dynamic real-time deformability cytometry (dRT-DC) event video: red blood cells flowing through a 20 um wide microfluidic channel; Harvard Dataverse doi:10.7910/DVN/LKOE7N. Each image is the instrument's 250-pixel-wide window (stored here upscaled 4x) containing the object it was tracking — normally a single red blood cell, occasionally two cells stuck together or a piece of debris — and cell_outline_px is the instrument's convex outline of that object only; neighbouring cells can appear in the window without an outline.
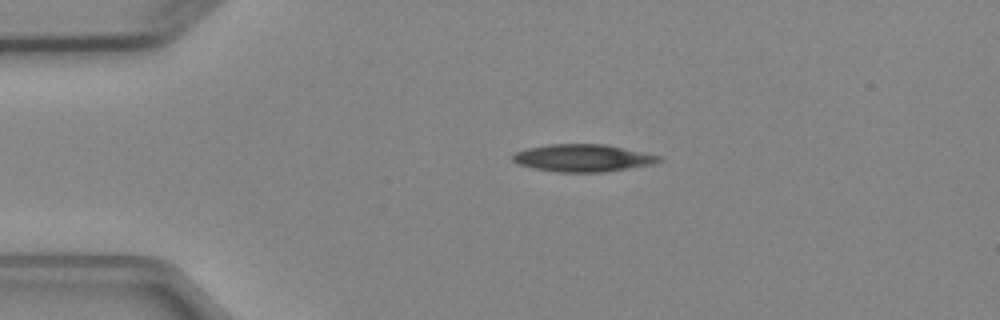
{"species": "Egyptian fruit bat (a non-hibernating species)", "species_latin": "Rousettus aegyptiacus", "temperature_condition": "cold", "stored_images_in_passage": 3, "camera_frame_rate_fps": 3000, "um_per_image_px": 0.085, "animal": {"sex": "female"}, "frame": {"image": 1, "passage_image": 1, "time_ms": 0.0, "image_size_px": [1000, 320], "cell_outline_px": [[664, 160], [656, 164], [604, 172], [556, 172], [516, 164], [512, 160], [512, 152], [528, 148], [548, 144], [604, 144], [644, 152], [660, 156]], "centroid_in_image_um": [49.55, 13.43], "position_along_channel_um": 35.5, "area_um2": 23.52}}
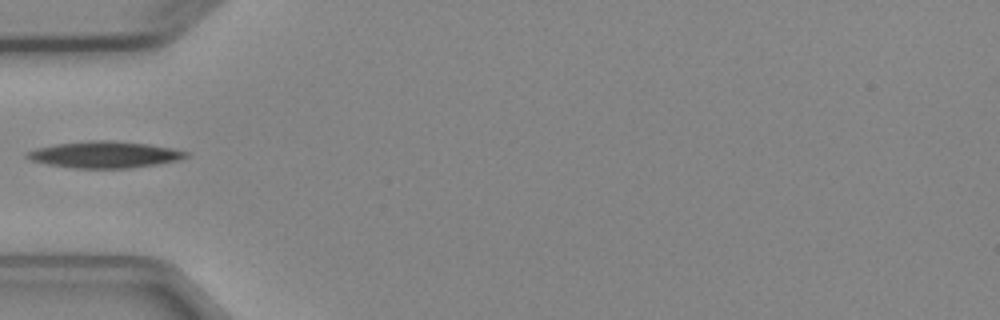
{"frame": {"image": 2, "passage_image": 2, "time_ms": 2.0, "image_size_px": [1000, 320], "cell_outline_px": [[188, 156], [180, 160], [160, 164], [128, 168], [72, 168], [48, 164], [32, 160], [24, 156], [24, 152], [36, 148], [56, 144], [88, 140], [112, 140], [148, 144], [172, 148], [188, 152]], "centroid_in_image_um": [8.89, 13.14], "position_along_channel_um": 76.1, "area_um2": 24.74}}